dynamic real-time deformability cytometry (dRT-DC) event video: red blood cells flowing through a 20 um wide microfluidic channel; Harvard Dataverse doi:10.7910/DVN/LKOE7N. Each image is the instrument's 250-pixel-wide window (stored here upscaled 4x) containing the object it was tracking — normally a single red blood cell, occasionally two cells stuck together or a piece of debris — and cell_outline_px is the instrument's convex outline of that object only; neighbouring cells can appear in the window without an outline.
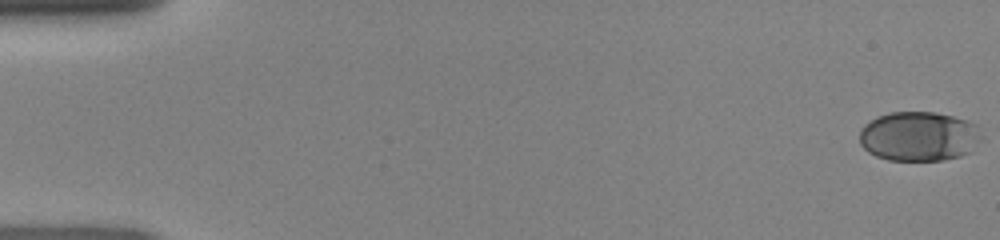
{"species": "human", "species_latin": "Homo sapiens", "temperature_condition": "room temperature", "stored_images_in_passage": 48, "camera_frame_rate_fps": 3000, "um_per_image_px": 0.085, "donor": {"sex": "female"}, "frame": {"image": 1, "passage_image": 1, "time_ms": 0.0, "image_size_px": [1000, 240], "cell_outline_px": [[980, 140], [972, 152], [960, 156], [944, 160], [888, 160], [876, 156], [868, 152], [860, 144], [860, 128], [864, 124], [880, 116], [892, 112], [936, 112], [968, 120], [976, 124], [980, 136]], "centroid_in_image_um": [78.12, 11.59], "position_along_channel_um": 6.9, "area_um2": 35.32}}
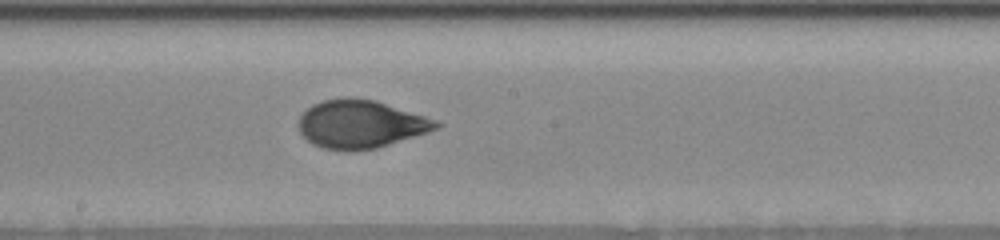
{"frame": {"image": 2, "passage_image": 27, "time_ms": 8.667, "image_size_px": [1000, 240], "cell_outline_px": [[444, 124], [440, 128], [428, 132], [376, 148], [324, 148], [312, 144], [300, 132], [296, 124], [300, 116], [312, 104], [324, 100], [344, 96], [352, 96], [376, 100], [436, 120]], "centroid_in_image_um": [30.65, 10.5], "position_along_channel_um": 217.6, "area_um2": 38.15}}
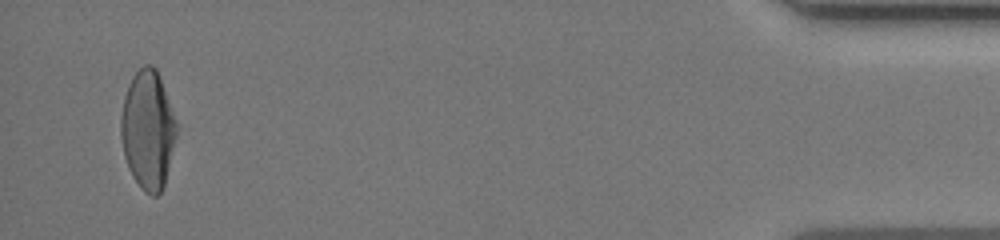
{"frame": {"image": 3, "passage_image": 47, "time_ms": 15.333, "image_size_px": [1000, 240], "cell_outline_px": [[180, 124], [164, 184], [160, 192], [156, 196], [152, 196], [144, 192], [132, 176], [124, 156], [120, 136], [120, 116], [124, 96], [132, 76], [144, 64], [152, 64], [156, 68]], "centroid_in_image_um": [12.59, 11.01], "position_along_channel_um": 422.6, "area_um2": 39.13}}